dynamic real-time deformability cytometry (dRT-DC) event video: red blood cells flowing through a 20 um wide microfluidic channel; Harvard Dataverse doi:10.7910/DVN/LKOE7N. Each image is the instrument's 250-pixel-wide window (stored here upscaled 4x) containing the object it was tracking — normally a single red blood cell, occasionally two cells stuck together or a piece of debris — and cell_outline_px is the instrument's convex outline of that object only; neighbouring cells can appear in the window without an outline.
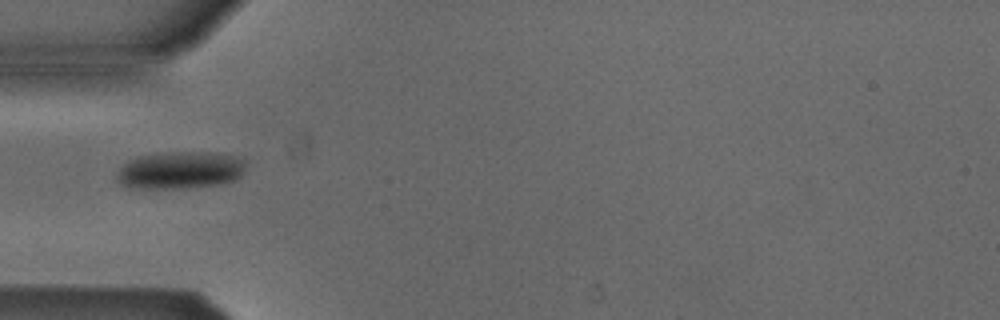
{"species": "Egyptian fruit bat (a non-hibernating species)", "species_latin": "Rousettus aegyptiacus", "temperature_condition": "cold", "stored_images_in_passage": 4, "camera_frame_rate_fps": 3000, "um_per_image_px": 0.085, "animal": {"sex": "male"}, "frame": {"image": 1, "passage_image": 1, "time_ms": 0.0, "image_size_px": [1000, 320], "cell_outline_px": [[248, 160], [244, 172], [236, 180], [220, 184], [180, 188], [128, 188], [120, 184], [116, 180], [116, 176], [120, 168], [128, 160], [136, 156], [172, 152], [208, 152], [236, 156]], "centroid_in_image_um": [15.33, 14.46], "position_along_channel_um": 69.7, "area_um2": 28.38}}
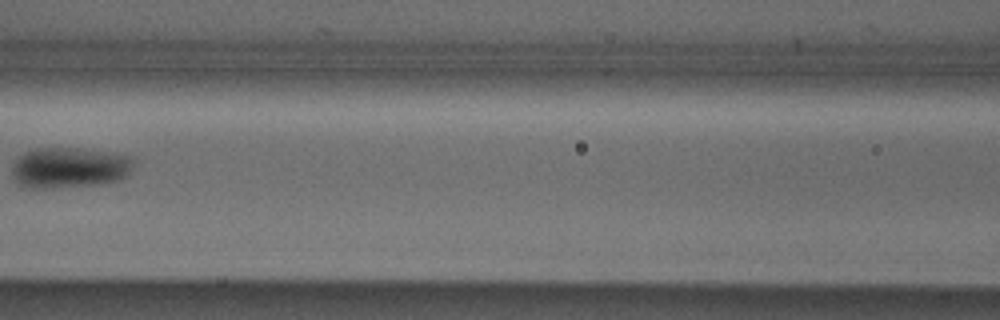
{"frame": {"image": 2, "passage_image": 3, "time_ms": 0.667, "image_size_px": [1000, 320], "cell_outline_px": [[136, 156], [132, 168], [128, 176], [120, 180], [104, 184], [52, 188], [28, 188], [16, 184], [12, 176], [12, 168], [16, 160], [24, 152], [36, 148], [80, 148]], "centroid_in_image_um": [5.94, 14.26], "position_along_channel_um": 160.7, "area_um2": 29.48}}
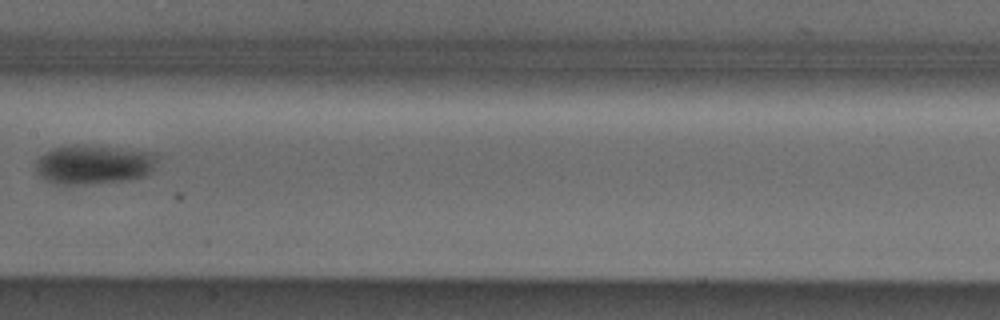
{"frame": {"image": 3, "passage_image": 4, "time_ms": 1.0, "image_size_px": [1000, 320], "cell_outline_px": [[156, 160], [152, 168], [144, 176], [128, 180], [88, 184], [52, 184], [44, 180], [36, 172], [36, 160], [40, 156], [52, 148], [76, 144], [116, 148], [152, 152], [156, 156]], "centroid_in_image_um": [7.89, 13.99], "position_along_channel_um": 199.5, "area_um2": 27.69}}